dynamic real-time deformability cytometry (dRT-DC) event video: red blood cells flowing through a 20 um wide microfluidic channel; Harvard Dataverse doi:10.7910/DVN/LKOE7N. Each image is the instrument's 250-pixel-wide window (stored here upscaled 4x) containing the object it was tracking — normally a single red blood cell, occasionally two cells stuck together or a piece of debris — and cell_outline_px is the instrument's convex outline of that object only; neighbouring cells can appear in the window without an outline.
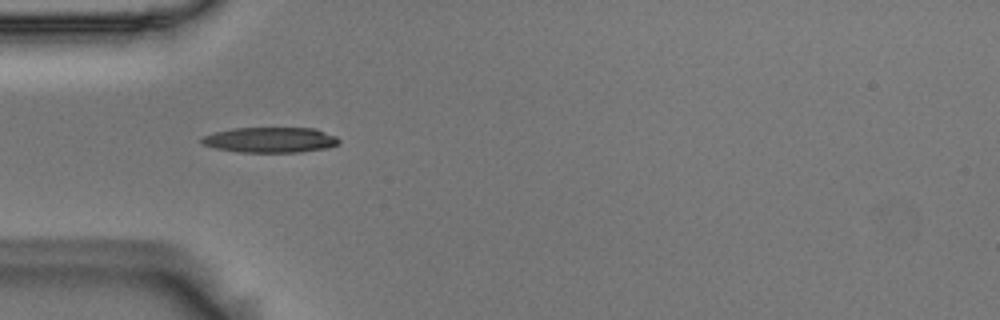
{"species": "Egyptian fruit bat (a non-hibernating species)", "species_latin": "Rousettus aegyptiacus", "temperature_condition": "room temperature", "stored_images_in_passage": 2, "camera_frame_rate_fps": 3000, "um_per_image_px": 0.085, "animal": {"sex": "male"}, "frame": {"image": 1, "passage_image": 1, "time_ms": 0.0, "image_size_px": [1000, 320], "cell_outline_px": [[340, 144], [328, 148], [300, 152], [240, 152], [216, 148], [204, 144], [200, 140], [200, 136], [232, 128], [316, 128], [336, 136], [340, 140]], "centroid_in_image_um": [23.01, 11.89], "position_along_channel_um": 62.0, "area_um2": 20.4}}
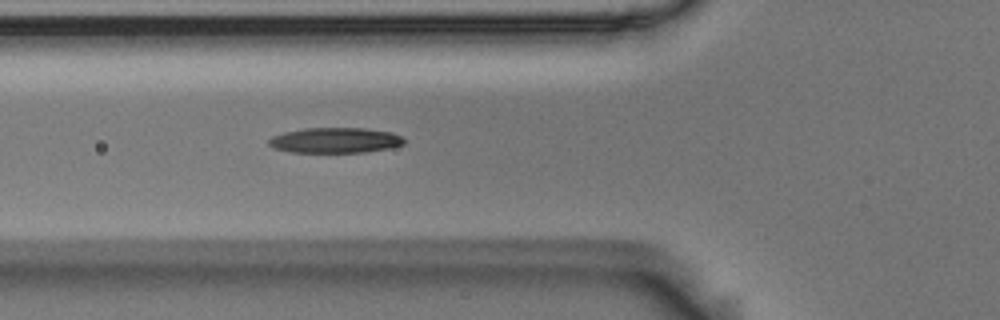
{"frame": {"image": 2, "passage_image": 2, "time_ms": 0.333, "image_size_px": [1000, 320], "cell_outline_px": [[404, 144], [388, 148], [364, 152], [292, 152], [272, 148], [268, 144], [268, 140], [272, 136], [284, 132], [304, 128], [364, 128], [392, 132], [400, 136], [404, 140]], "centroid_in_image_um": [28.45, 11.92], "position_along_channel_um": 97.3, "area_um2": 19.94}}